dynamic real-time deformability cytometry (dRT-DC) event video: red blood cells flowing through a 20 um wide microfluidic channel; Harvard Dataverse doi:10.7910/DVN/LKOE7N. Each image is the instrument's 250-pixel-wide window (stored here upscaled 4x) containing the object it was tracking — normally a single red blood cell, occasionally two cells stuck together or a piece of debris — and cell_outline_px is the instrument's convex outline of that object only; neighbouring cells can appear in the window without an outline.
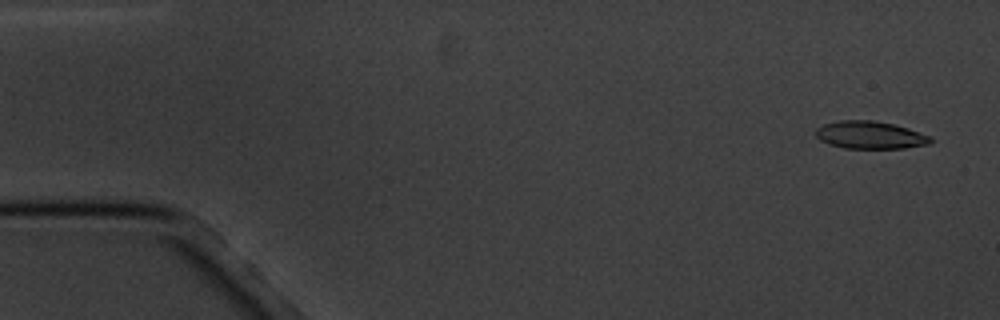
{"species": "common noctule bat (a hibernating species)", "species_latin": "Nyctalus noctula", "temperature_condition": "cold", "stored_images_in_passage": 4, "camera_frame_rate_fps": 3000, "um_per_image_px": 0.085, "animal": {"sex": "male", "body_mass_g": 20.1, "forearm_length_mm": 53.5}, "frame": {"image": 1, "passage_image": 1, "time_ms": 0.0, "image_size_px": [1000, 320], "cell_outline_px": [[932, 140], [928, 144], [904, 148], [844, 148], [828, 144], [820, 140], [816, 136], [816, 128], [824, 124], [840, 120], [872, 120], [892, 124], [908, 128], [932, 136]], "centroid_in_image_um": [73.95, 11.48], "position_along_channel_um": 11.1, "area_um2": 18.44}}
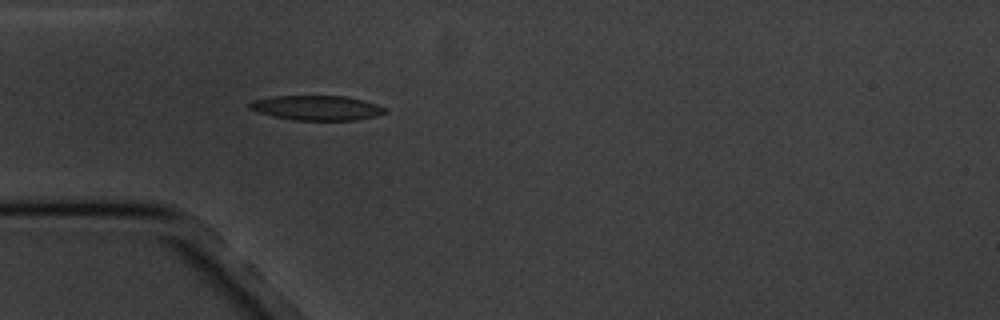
{"frame": {"image": 2, "passage_image": 4, "time_ms": 4.667, "image_size_px": [1000, 320], "cell_outline_px": [[388, 112], [376, 116], [356, 120], [296, 120], [272, 116], [256, 112], [248, 108], [248, 104], [252, 100], [272, 96], [348, 96], [364, 100], [388, 108]], "centroid_in_image_um": [26.93, 9.16], "position_along_channel_um": 58.1, "area_um2": 19.77}}